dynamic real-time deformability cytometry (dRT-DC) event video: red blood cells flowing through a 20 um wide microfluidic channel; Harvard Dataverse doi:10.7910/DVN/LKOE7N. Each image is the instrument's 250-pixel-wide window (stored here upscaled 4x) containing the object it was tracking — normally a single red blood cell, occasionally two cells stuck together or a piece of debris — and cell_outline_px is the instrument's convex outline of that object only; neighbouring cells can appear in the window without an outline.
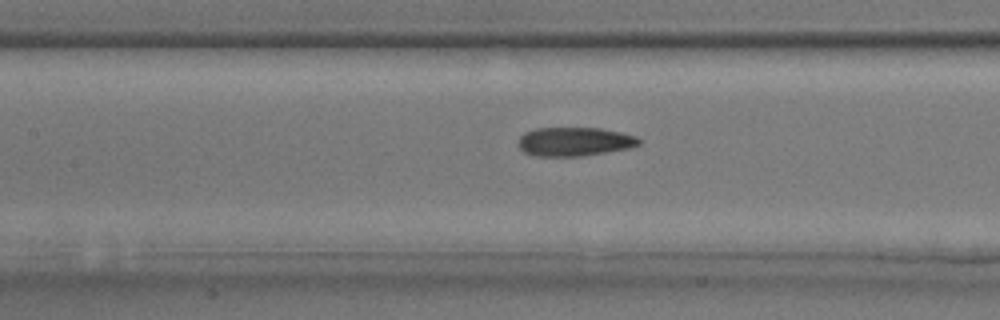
{"species": "common noctule bat (a hibernating species)", "species_latin": "Nyctalus noctula", "temperature_condition": "room temperature", "stored_images_in_passage": 24, "camera_frame_rate_fps": 3000, "um_per_image_px": 0.085, "animal": {"sex": "male", "body_mass_g": 17.9, "forearm_length_mm": 54.2}, "frame": {"image": 1, "passage_image": 8, "time_ms": 2.333, "image_size_px": [1000, 320], "cell_outline_px": [[640, 144], [628, 148], [580, 156], [532, 156], [524, 152], [516, 144], [520, 136], [524, 132], [536, 128], [600, 128], [620, 132], [636, 136], [640, 140]], "centroid_in_image_um": [48.77, 12.03], "position_along_channel_um": 158.6, "area_um2": 20.29}}
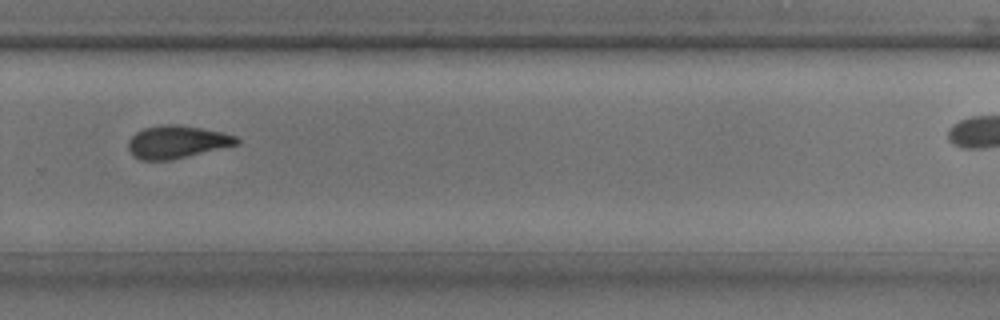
{"frame": {"image": 2, "passage_image": 17, "time_ms": 5.333, "image_size_px": [1000, 320], "cell_outline_px": [[240, 144], [172, 160], [140, 160], [132, 156], [128, 148], [128, 140], [136, 132], [144, 128], [160, 124], [180, 124], [224, 132], [236, 136], [240, 140]], "centroid_in_image_um": [15.05, 12.06], "position_along_channel_um": 314.8, "area_um2": 21.04}}